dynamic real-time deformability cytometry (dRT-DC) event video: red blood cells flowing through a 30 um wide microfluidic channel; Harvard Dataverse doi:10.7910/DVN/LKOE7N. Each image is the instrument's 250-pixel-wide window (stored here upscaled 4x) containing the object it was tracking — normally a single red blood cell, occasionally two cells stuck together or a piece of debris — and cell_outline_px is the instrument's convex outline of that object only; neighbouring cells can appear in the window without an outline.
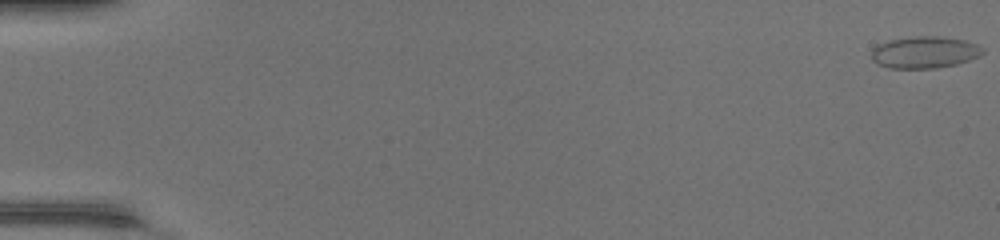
{"species": "common noctule bat (a hibernating species)", "species_latin": "Nyctalus noctula", "temperature_condition": "warm", "stored_images_in_passage": 49, "camera_frame_rate_fps": 3000, "um_per_image_px": 0.085, "animal": {"sex": "female", "body_mass_g": 17.0, "forearm_length_mm": 48.0}, "frame": {"image": 1, "passage_image": 1, "time_ms": 0.0, "image_size_px": [1000, 240], "cell_outline_px": [[984, 52], [980, 56], [956, 64], [936, 68], [888, 68], [876, 64], [872, 60], [872, 48], [888, 40], [916, 36], [940, 36], [964, 40], [976, 44], [984, 48]], "centroid_in_image_um": [78.58, 4.44], "position_along_channel_um": 6.4, "area_um2": 20.69}}
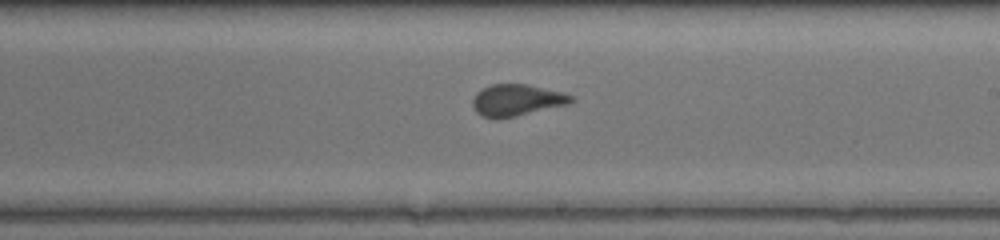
{"frame": {"image": 2, "passage_image": 30, "time_ms": 9.667, "image_size_px": [1000, 240], "cell_outline_px": [[576, 100], [568, 104], [516, 116], [496, 120], [480, 116], [476, 112], [472, 104], [472, 100], [476, 92], [492, 84], [528, 84], [564, 92], [572, 96]], "centroid_in_image_um": [43.91, 8.52], "position_along_channel_um": 245.1, "area_um2": 18.38}}
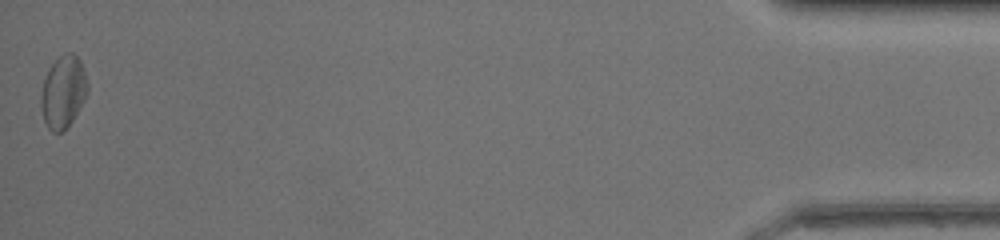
{"frame": {"image": 3, "passage_image": 49, "time_ms": 16.0, "image_size_px": [1000, 240], "cell_outline_px": [[88, 92], [84, 100], [72, 120], [64, 132], [52, 132], [48, 128], [44, 120], [40, 104], [40, 96], [44, 80], [48, 68], [64, 52], [72, 52], [80, 60], [88, 84]], "centroid_in_image_um": [5.36, 7.81], "position_along_channel_um": 429.8, "area_um2": 19.59}, "authors_computed_cell_mechanics": {"area_um2": 18.6116, "velocity_mm_per_s": 4.3707, "shape_relaxation_time_tau1_ms": null, "shape_relaxation_time_tau2_ms": 0.7913, "deformation_change_tau1": null, "deformation_change_tau2": 0.06}}